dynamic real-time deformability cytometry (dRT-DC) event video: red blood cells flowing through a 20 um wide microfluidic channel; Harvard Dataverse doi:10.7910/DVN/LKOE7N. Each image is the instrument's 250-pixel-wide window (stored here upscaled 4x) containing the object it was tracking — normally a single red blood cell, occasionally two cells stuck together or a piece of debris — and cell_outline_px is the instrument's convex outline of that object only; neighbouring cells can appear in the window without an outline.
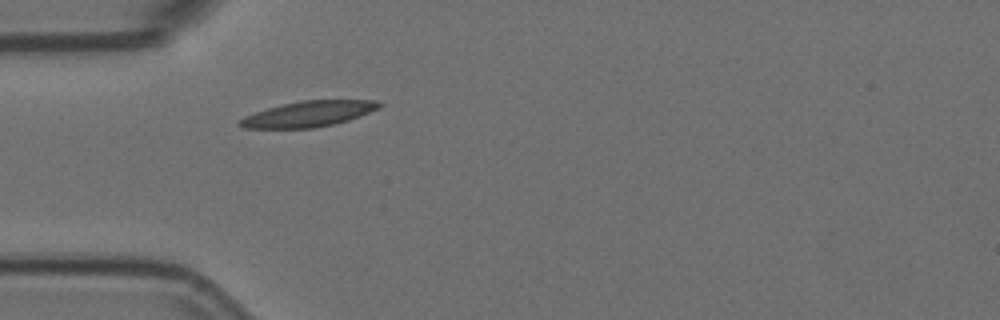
{"species": "Egyptian fruit bat (a non-hibernating species)", "species_latin": "Rousettus aegyptiacus", "temperature_condition": "room temperature", "stored_images_in_passage": 1, "camera_frame_rate_fps": 3000, "um_per_image_px": 0.085, "animal": {"sex": "female"}, "frame": {"image": 1, "passage_image": 1, "time_ms": 0.0, "image_size_px": [1000, 320], "cell_outline_px": [[384, 104], [380, 108], [360, 116], [348, 120], [332, 124], [312, 128], [244, 128], [236, 124], [244, 116], [268, 108], [300, 100], [376, 100]], "centroid_in_image_um": [26.25, 9.68], "position_along_channel_um": 58.8, "area_um2": 20.75}}